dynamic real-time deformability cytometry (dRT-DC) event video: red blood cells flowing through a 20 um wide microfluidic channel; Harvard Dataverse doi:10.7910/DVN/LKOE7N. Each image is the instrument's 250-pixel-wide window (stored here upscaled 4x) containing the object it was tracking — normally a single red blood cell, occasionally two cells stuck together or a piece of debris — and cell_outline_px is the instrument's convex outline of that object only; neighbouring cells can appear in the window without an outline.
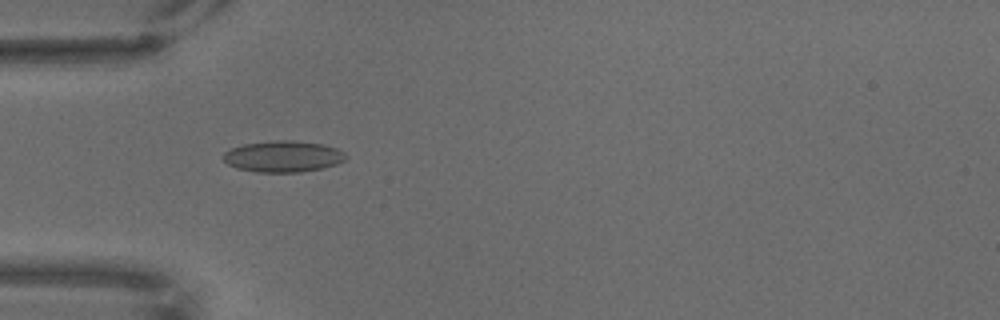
{"species": "common noctule bat (a hibernating species)", "species_latin": "Nyctalus noctula", "temperature_condition": "warm", "stored_images_in_passage": 49, "camera_frame_rate_fps": 3000, "um_per_image_px": 0.085, "animal": {"sex": "male", "body_mass_g": 18.8}, "frame": {"image": 1, "passage_image": 2, "time_ms": 0.333, "image_size_px": [1000, 320], "cell_outline_px": [[348, 156], [344, 160], [336, 164], [320, 168], [300, 172], [256, 172], [236, 168], [228, 164], [224, 160], [224, 152], [232, 148], [244, 144], [272, 140], [292, 140], [324, 144], [336, 148], [344, 152]], "centroid_in_image_um": [24.07, 13.29], "position_along_channel_um": 60.9, "area_um2": 22.31}}
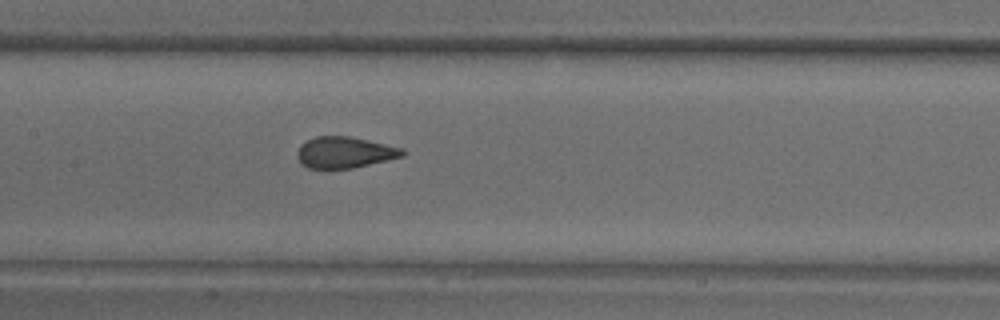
{"frame": {"image": 2, "passage_image": 14, "time_ms": 4.333, "image_size_px": [1000, 320], "cell_outline_px": [[408, 152], [404, 156], [352, 168], [308, 168], [300, 164], [296, 156], [296, 152], [300, 144], [316, 136], [348, 136], [368, 140], [404, 148]], "centroid_in_image_um": [29.29, 12.95], "position_along_channel_um": 178.1, "area_um2": 19.31}}
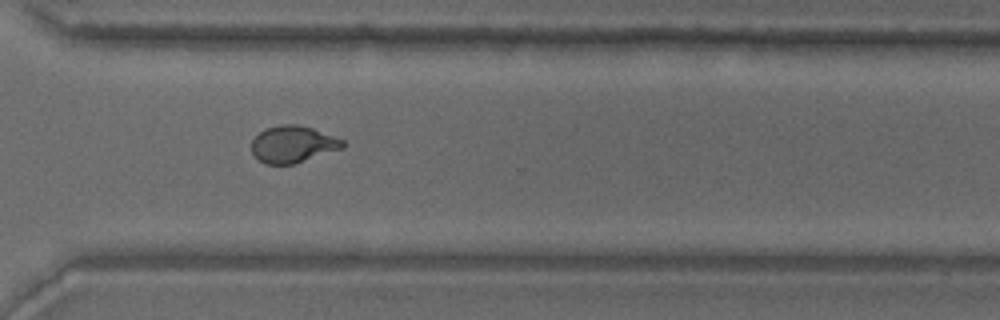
{"frame": {"image": 3, "passage_image": 31, "time_ms": 10.0, "image_size_px": [1000, 320], "cell_outline_px": [[344, 148], [296, 164], [264, 164], [252, 152], [252, 140], [264, 128], [280, 124], [296, 124], [312, 128], [344, 140]], "centroid_in_image_um": [24.91, 12.26], "position_along_channel_um": 345.7, "area_um2": 19.65}}